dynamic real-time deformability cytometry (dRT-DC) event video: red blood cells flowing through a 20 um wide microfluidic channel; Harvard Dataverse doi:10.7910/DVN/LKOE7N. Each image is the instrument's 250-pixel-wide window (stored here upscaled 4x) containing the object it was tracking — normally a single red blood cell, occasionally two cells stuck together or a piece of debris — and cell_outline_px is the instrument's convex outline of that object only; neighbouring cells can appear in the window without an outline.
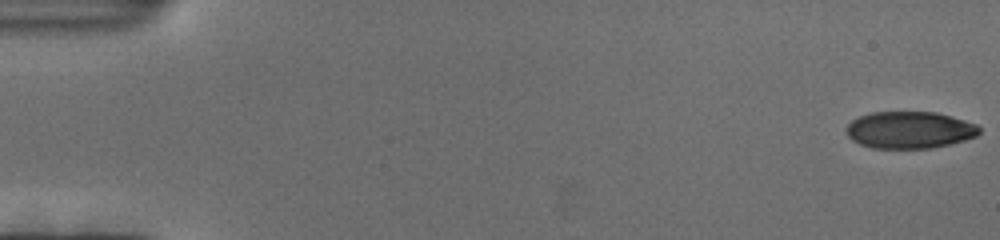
{"species": "human", "species_latin": "Homo sapiens", "temperature_condition": "cold", "stored_images_in_passage": 118, "camera_frame_rate_fps": 3000, "um_per_image_px": 0.085, "donor": {"sex": "female"}, "frame": {"image": 1, "passage_image": 1, "time_ms": 0.0, "image_size_px": [1000, 240], "cell_outline_px": [[980, 132], [976, 136], [964, 140], [932, 148], [872, 148], [860, 144], [852, 140], [848, 136], [844, 128], [852, 120], [860, 116], [872, 112], [936, 112], [952, 116], [976, 124], [980, 128]], "centroid_in_image_um": [77.29, 11.04], "position_along_channel_um": 7.7, "area_um2": 28.67}}
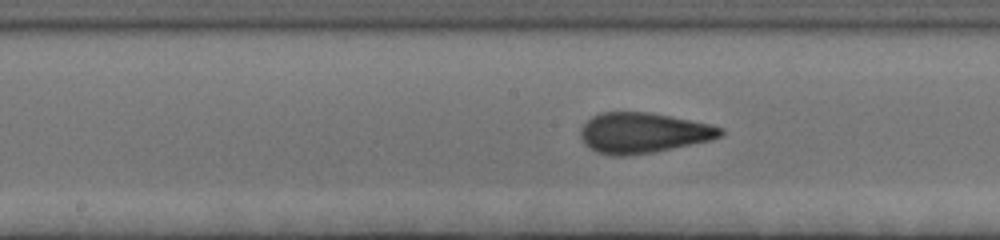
{"frame": {"image": 2, "passage_image": 61, "time_ms": 20.0, "image_size_px": [1000, 240], "cell_outline_px": [[724, 136], [712, 140], [652, 152], [624, 156], [616, 156], [596, 152], [588, 148], [584, 144], [580, 136], [580, 128], [592, 116], [600, 112], [652, 112], [712, 124], [724, 128]], "centroid_in_image_um": [54.68, 11.28], "position_along_channel_um": 193.5, "area_um2": 33.29}}
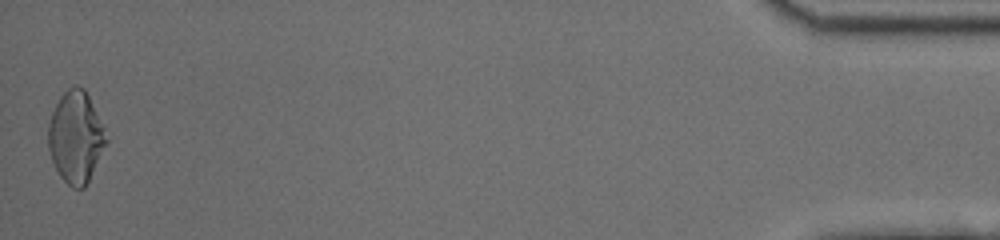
{"frame": {"image": 3, "passage_image": 117, "time_ms": 38.667, "image_size_px": [1000, 240], "cell_outline_px": [[108, 140], [84, 188], [72, 188], [60, 176], [52, 160], [48, 148], [48, 124], [52, 112], [60, 96], [68, 88], [76, 84], [84, 88], [104, 128]], "centroid_in_image_um": [6.42, 11.63], "position_along_channel_um": 428.8, "area_um2": 30.52}}